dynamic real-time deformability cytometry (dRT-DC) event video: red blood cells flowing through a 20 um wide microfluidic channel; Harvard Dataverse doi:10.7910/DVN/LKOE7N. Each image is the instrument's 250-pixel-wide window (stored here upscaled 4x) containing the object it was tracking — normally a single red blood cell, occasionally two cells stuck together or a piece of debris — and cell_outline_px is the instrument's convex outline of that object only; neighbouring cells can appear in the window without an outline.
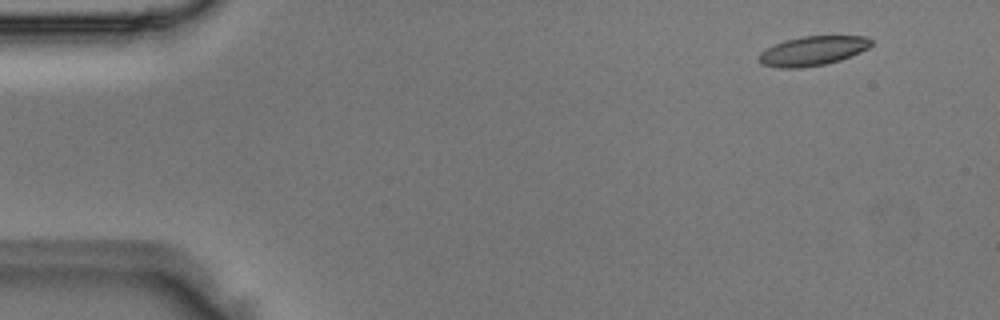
{"species": "Egyptian fruit bat (a non-hibernating species)", "species_latin": "Rousettus aegyptiacus", "temperature_condition": "room temperature", "stored_images_in_passage": 4, "camera_frame_rate_fps": 3000, "um_per_image_px": 0.085, "animal": {"sex": "male"}, "frame": {"image": 1, "passage_image": 1, "time_ms": 0.0, "image_size_px": [1000, 320], "cell_outline_px": [[872, 44], [868, 48], [860, 52], [840, 60], [824, 64], [800, 68], [780, 68], [760, 64], [760, 52], [784, 40], [800, 36], [868, 36], [872, 40]], "centroid_in_image_um": [69.1, 4.32], "position_along_channel_um": 15.9, "area_um2": 19.13}}
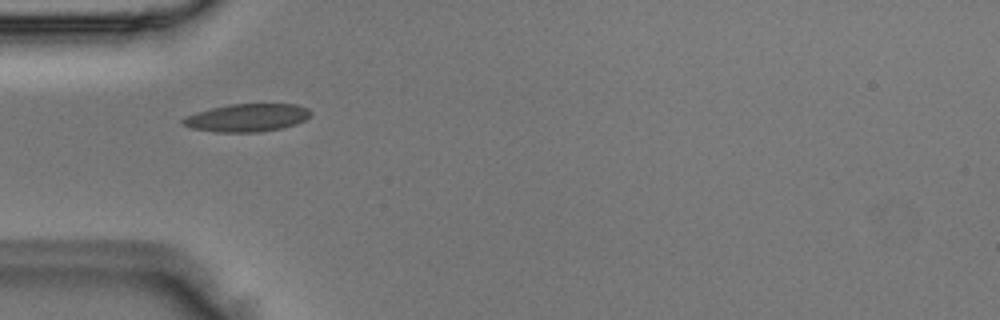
{"frame": {"image": 2, "passage_image": 4, "time_ms": 1.0, "image_size_px": [1000, 320], "cell_outline_px": [[312, 116], [296, 124], [280, 128], [260, 132], [216, 132], [192, 128], [180, 124], [180, 120], [196, 112], [228, 104], [296, 104], [308, 108], [312, 112]], "centroid_in_image_um": [21.01, 10.0], "position_along_channel_um": 64.0, "area_um2": 20.81}}